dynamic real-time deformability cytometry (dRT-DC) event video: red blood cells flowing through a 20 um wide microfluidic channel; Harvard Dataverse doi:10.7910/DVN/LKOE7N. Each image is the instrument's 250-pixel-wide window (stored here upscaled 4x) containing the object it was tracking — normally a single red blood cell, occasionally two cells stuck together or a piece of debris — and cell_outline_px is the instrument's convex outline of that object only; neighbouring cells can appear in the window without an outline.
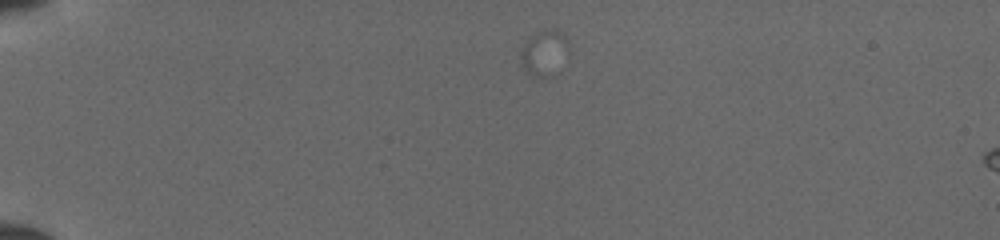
{"species": "common noctule bat (a hibernating species)", "species_latin": "Nyctalus noctula", "temperature_condition": "cold", "stored_images_in_passage": 7, "camera_frame_rate_fps": 3000, "um_per_image_px": 0.085, "animal": {"sex": "female", "body_mass_g": 19.5, "forearm_length_mm": 54.1}, "frame": {"image": 1, "passage_image": 1, "time_ms": 0.0, "image_size_px": [1000, 240], "cell_outline_px": [[568, 52], [544, 76], [536, 76], [528, 72], [524, 68], [520, 56], [520, 52], [524, 44], [536, 32], [552, 28], [556, 28], [568, 40]], "centroid_in_image_um": [46.22, 4.37], "position_along_channel_um": 38.8, "area_um2": 11.68}}